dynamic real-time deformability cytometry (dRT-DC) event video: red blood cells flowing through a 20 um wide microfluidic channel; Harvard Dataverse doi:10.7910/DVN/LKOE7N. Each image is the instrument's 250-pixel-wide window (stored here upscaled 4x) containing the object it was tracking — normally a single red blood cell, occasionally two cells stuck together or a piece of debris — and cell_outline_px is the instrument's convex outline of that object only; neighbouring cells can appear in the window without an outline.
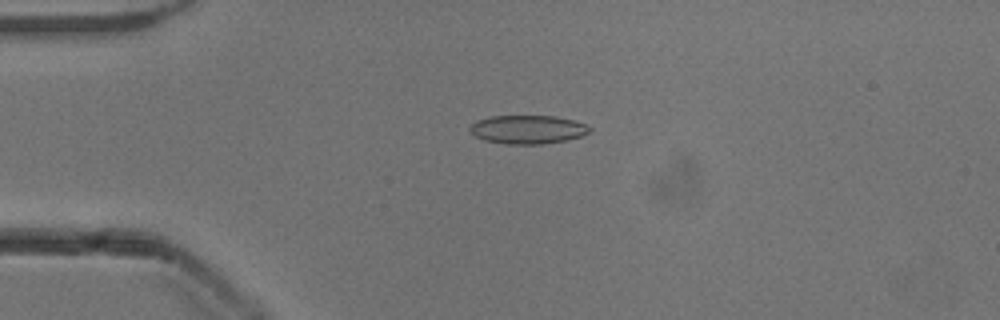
{"species": "common noctule bat (a hibernating species)", "species_latin": "Nyctalus noctula", "temperature_condition": "cold", "stored_images_in_passage": 45, "camera_frame_rate_fps": 3000, "um_per_image_px": 0.085, "animal": {"sex": "male", "body_mass_g": 13.3}, "frame": {"image": 1, "passage_image": 5, "time_ms": 1.333, "image_size_px": [1000, 320], "cell_outline_px": [[592, 128], [588, 132], [580, 136], [564, 140], [544, 144], [508, 144], [484, 140], [476, 136], [468, 128], [476, 120], [492, 116], [556, 116], [572, 120], [584, 124]], "centroid_in_image_um": [44.83, 11.0], "position_along_channel_um": 40.2, "area_um2": 19.71}}
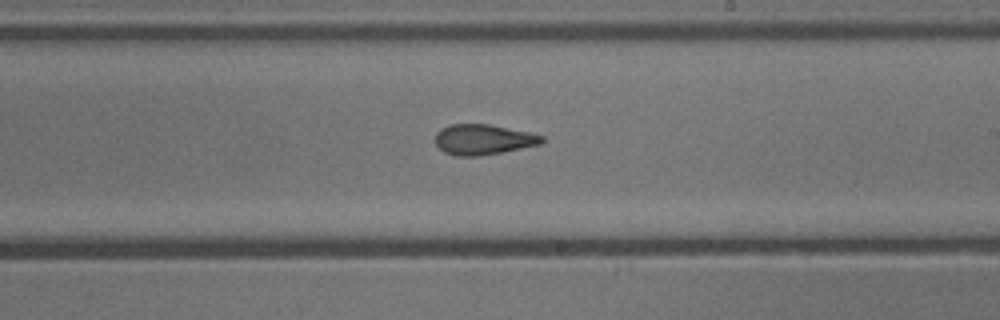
{"frame": {"image": 2, "passage_image": 23, "time_ms": 7.333, "image_size_px": [1000, 320], "cell_outline_px": [[544, 140], [540, 144], [504, 152], [480, 156], [456, 156], [444, 152], [436, 144], [436, 132], [440, 128], [448, 124], [488, 124], [532, 132], [544, 136]], "centroid_in_image_um": [41.08, 11.85], "position_along_channel_um": 247.9, "area_um2": 19.07}}
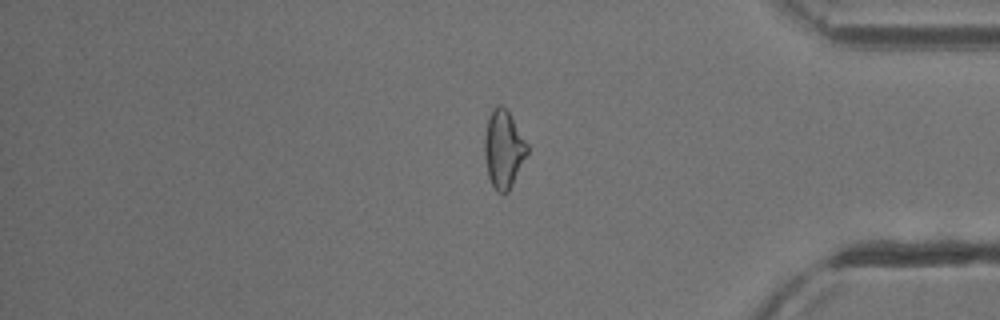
{"frame": {"image": 3, "passage_image": 36, "time_ms": 11.667, "image_size_px": [1000, 320], "cell_outline_px": [[528, 152], [508, 192], [496, 192], [488, 176], [484, 152], [484, 136], [488, 116], [492, 108], [496, 104], [500, 104], [508, 112], [528, 144]], "centroid_in_image_um": [42.78, 12.65], "position_along_channel_um": 392.4, "area_um2": 19.19}, "authors_computed_cell_mechanics": {"area_um2": 19.4786, "velocity_mm_per_s": 3.9186, "shape_relaxation_time_tau1_ms": null, "shape_relaxation_time_tau2_ms": 2.9724, "deformation_change_tau1": null, "deformation_change_tau2": 0.0975}}